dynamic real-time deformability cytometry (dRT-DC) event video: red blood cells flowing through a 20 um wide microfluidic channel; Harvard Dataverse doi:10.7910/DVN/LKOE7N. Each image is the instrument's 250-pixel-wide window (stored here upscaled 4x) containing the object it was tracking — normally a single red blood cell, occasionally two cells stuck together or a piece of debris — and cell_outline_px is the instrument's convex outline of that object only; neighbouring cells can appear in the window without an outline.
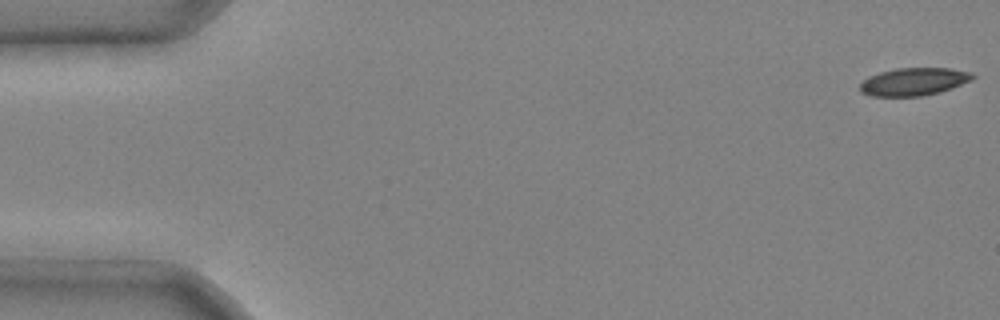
{"species": "common noctule bat (a hibernating species)", "species_latin": "Nyctalus noctula", "temperature_condition": "cold", "stored_images_in_passage": 6, "camera_frame_rate_fps": 3000, "um_per_image_px": 0.085, "animal": {"sex": "male", "body_mass_g": 20.4}, "frame": {"image": 1, "passage_image": 1, "time_ms": 0.0, "image_size_px": [1000, 320], "cell_outline_px": [[976, 76], [972, 80], [952, 88], [940, 92], [920, 96], [872, 96], [860, 92], [860, 84], [868, 76], [880, 72], [896, 68], [952, 68], [972, 72]], "centroid_in_image_um": [77.69, 6.93], "position_along_channel_um": 7.3, "area_um2": 18.32}}
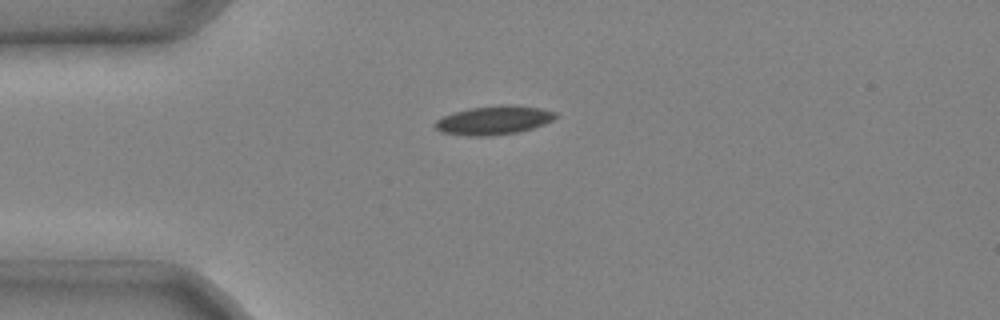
{"frame": {"image": 2, "passage_image": 4, "time_ms": 1.0, "image_size_px": [1000, 320], "cell_outline_px": [[560, 116], [544, 124], [532, 128], [516, 132], [488, 136], [468, 136], [440, 132], [432, 124], [436, 120], [444, 116], [456, 112], [472, 108], [500, 104], [516, 104], [540, 108], [556, 112]], "centroid_in_image_um": [42.0, 10.21], "position_along_channel_um": 43.0, "area_um2": 20.29}}
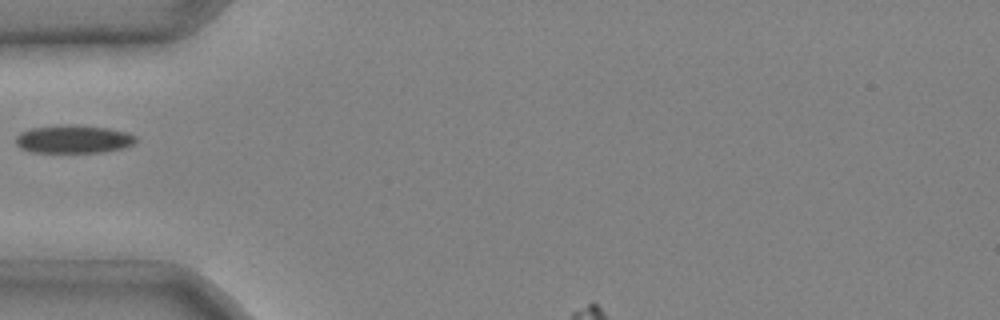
{"frame": {"image": 3, "passage_image": 5, "time_ms": 1.333, "image_size_px": [1000, 320], "cell_outline_px": [[136, 140], [132, 144], [124, 148], [104, 152], [32, 152], [20, 148], [16, 144], [16, 136], [20, 132], [32, 128], [68, 124], [76, 124], [108, 128], [124, 132], [136, 136]], "centroid_in_image_um": [6.23, 11.82], "position_along_channel_um": 78.8, "area_um2": 19.65}}